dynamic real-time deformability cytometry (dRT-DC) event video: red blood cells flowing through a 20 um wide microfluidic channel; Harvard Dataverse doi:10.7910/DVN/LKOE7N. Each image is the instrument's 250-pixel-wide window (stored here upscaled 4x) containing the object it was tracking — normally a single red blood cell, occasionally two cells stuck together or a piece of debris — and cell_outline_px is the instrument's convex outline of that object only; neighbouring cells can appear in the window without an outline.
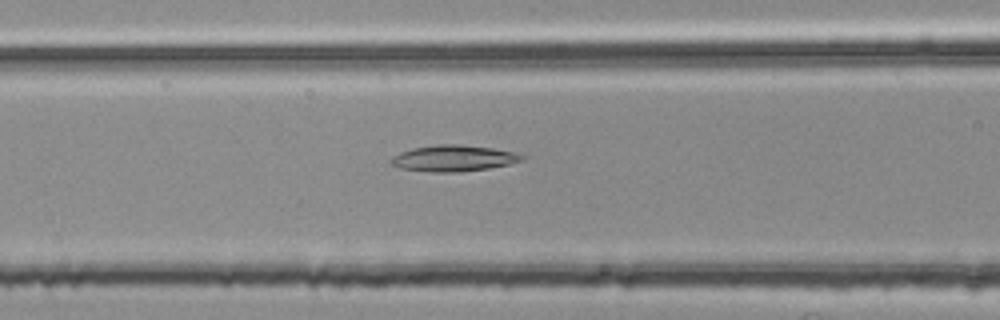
{"species": "common noctule bat (a hibernating species)", "species_latin": "Nyctalus noctula", "temperature_condition": "room temperature", "stored_images_in_passage": 47, "camera_frame_rate_fps": 3000, "um_per_image_px": 0.085, "animal": {"sex": "female", "body_mass_g": 25.1}, "frame": {"image": 1, "passage_image": 15, "time_ms": 4.667, "image_size_px": [1000, 320], "cell_outline_px": [[524, 160], [508, 164], [488, 168], [460, 172], [432, 172], [400, 168], [392, 164], [388, 160], [392, 156], [400, 152], [412, 148], [436, 144], [460, 144], [492, 148], [512, 152], [524, 156]], "centroid_in_image_um": [38.5, 13.45], "position_along_channel_um": 128.1, "area_um2": 19.94}}
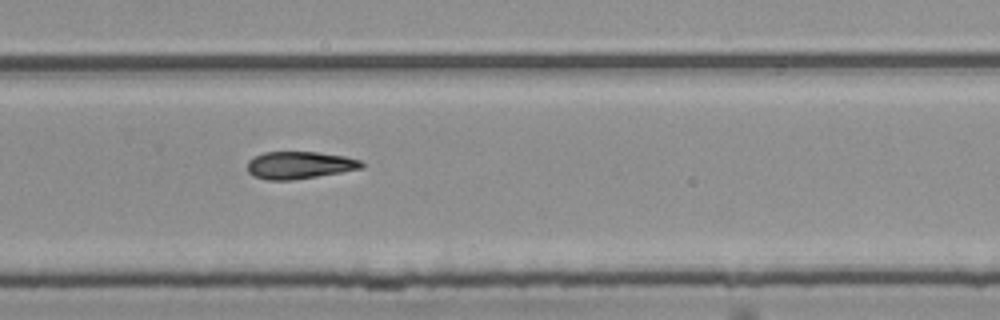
{"frame": {"image": 2, "passage_image": 29, "time_ms": 9.333, "image_size_px": [1000, 320], "cell_outline_px": [[364, 168], [292, 180], [268, 180], [252, 176], [248, 172], [248, 160], [264, 152], [320, 152], [344, 156], [360, 160], [364, 164]], "centroid_in_image_um": [25.45, 14.03], "position_along_channel_um": 304.4, "area_um2": 18.15}}
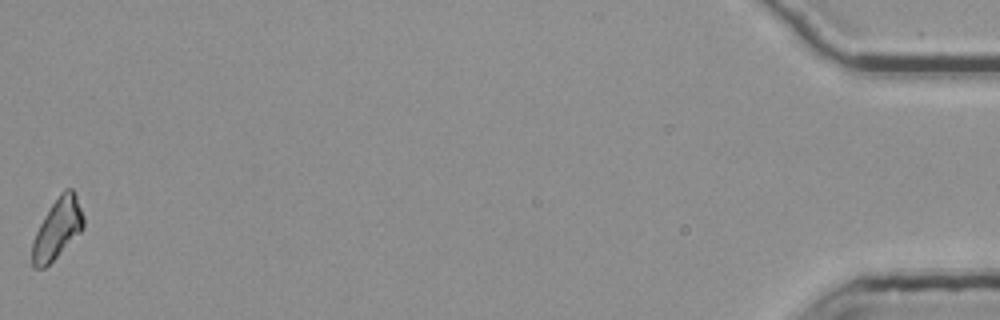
{"frame": {"image": 3, "passage_image": 47, "time_ms": 15.333, "image_size_px": [1000, 320], "cell_outline_px": [[84, 228], [44, 268], [32, 268], [32, 240], [44, 216], [60, 192], [64, 188], [72, 188], [76, 196], [84, 216]], "centroid_in_image_um": [4.87, 19.42], "position_along_channel_um": 430.3, "area_um2": 17.74}}